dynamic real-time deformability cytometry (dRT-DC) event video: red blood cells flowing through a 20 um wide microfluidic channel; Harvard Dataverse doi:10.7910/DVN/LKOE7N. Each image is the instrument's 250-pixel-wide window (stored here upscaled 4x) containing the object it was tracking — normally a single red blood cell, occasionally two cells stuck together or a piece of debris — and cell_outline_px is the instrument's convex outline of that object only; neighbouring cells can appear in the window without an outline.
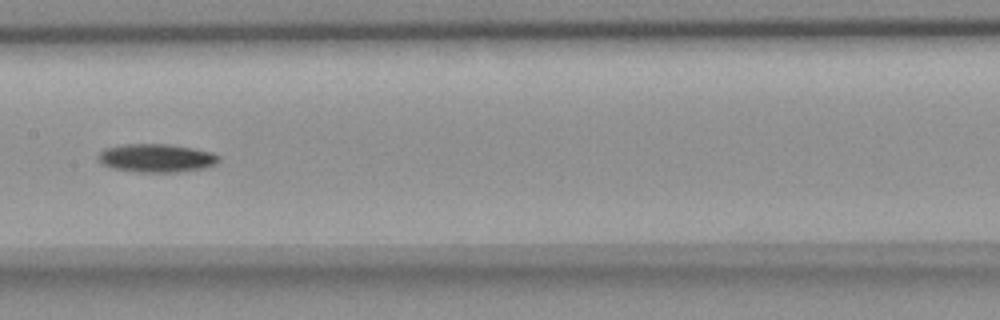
{"species": "common noctule bat (a hibernating species)", "species_latin": "Nyctalus noctula", "temperature_condition": "room temperature", "stored_images_in_passage": 12, "camera_frame_rate_fps": 3000, "um_per_image_px": 0.085, "animal": {"sex": "female", "body_mass_g": 18.4}, "frame": {"image": 1, "passage_image": 9, "time_ms": 10.667, "image_size_px": [1000, 320], "cell_outline_px": [[220, 160], [216, 164], [204, 168], [180, 172], [136, 172], [112, 168], [104, 164], [96, 156], [104, 148], [124, 144], [168, 144], [192, 148], [212, 152], [220, 156]], "centroid_in_image_um": [13.31, 13.43], "position_along_channel_um": 194.1, "area_um2": 20.0}}
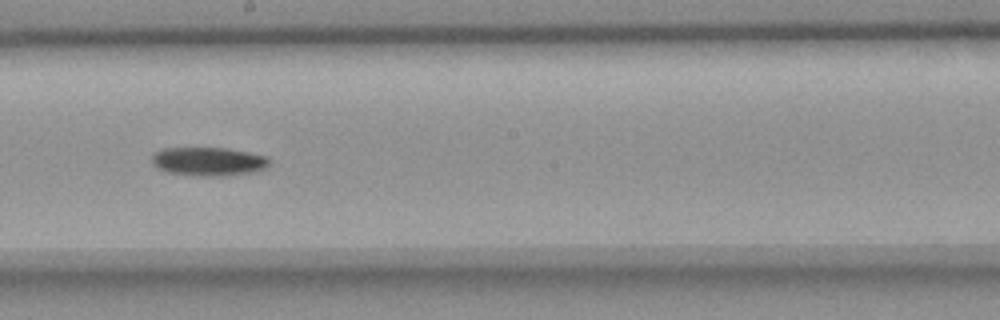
{"frame": {"image": 2, "passage_image": 10, "time_ms": 11.667, "image_size_px": [1000, 320], "cell_outline_px": [[268, 168], [252, 172], [224, 176], [204, 176], [168, 172], [156, 168], [152, 164], [152, 156], [156, 152], [164, 148], [228, 148], [268, 156]], "centroid_in_image_um": [17.73, 13.72], "position_along_channel_um": 230.5, "area_um2": 19.59}}
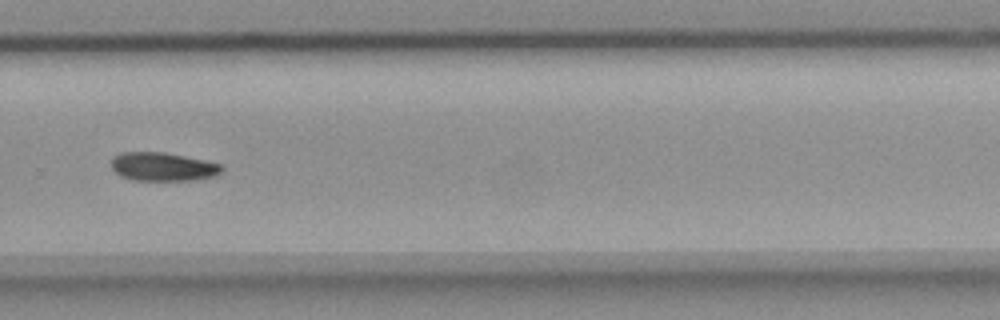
{"frame": {"image": 3, "passage_image": 12, "time_ms": 14.0, "image_size_px": [1000, 320], "cell_outline_px": [[224, 172], [212, 176], [196, 180], [132, 180], [120, 176], [112, 168], [112, 156], [120, 152], [164, 152], [224, 164]], "centroid_in_image_um": [13.86, 14.17], "position_along_channel_um": 315.9, "area_um2": 18.55}}